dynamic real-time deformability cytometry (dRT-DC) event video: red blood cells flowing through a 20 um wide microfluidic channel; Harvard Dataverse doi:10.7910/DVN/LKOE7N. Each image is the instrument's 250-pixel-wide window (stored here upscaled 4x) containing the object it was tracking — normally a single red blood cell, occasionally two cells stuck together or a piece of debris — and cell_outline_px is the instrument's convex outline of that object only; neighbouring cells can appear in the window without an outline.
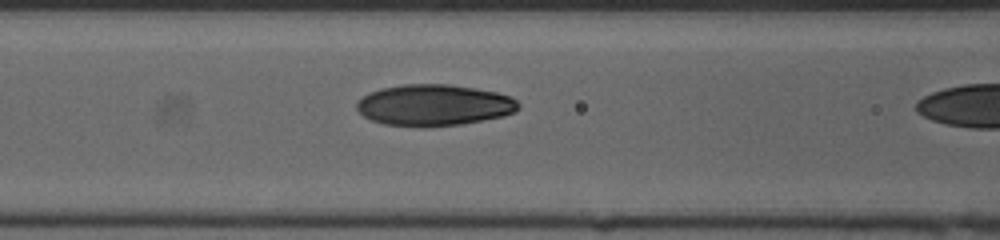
{"species": "human", "species_latin": "Homo sapiens", "temperature_condition": "cold", "stored_images_in_passage": 11, "camera_frame_rate_fps": 3000, "um_per_image_px": 0.085, "donor": {"sex": "female"}, "frame": {"image": 1, "passage_image": 10, "time_ms": 3.0, "image_size_px": [1000, 240], "cell_outline_px": [[520, 108], [516, 112], [504, 116], [460, 124], [384, 124], [372, 120], [364, 116], [356, 108], [356, 104], [368, 92], [380, 88], [400, 84], [448, 84], [496, 92], [512, 96], [520, 104]], "centroid_in_image_um": [36.93, 8.89], "position_along_channel_um": 129.7, "area_um2": 38.15}}